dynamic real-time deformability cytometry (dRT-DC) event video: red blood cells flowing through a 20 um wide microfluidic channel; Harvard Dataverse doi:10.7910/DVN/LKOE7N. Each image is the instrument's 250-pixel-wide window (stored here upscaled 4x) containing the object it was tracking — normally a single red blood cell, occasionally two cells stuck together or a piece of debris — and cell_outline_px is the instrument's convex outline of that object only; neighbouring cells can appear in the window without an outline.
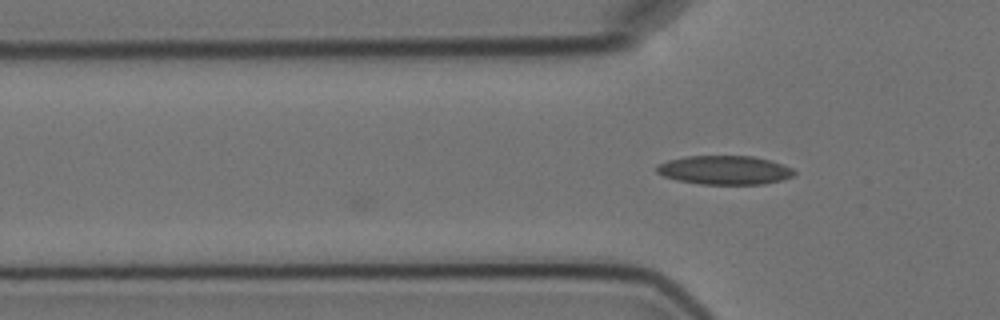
{"species": "Egyptian fruit bat (a non-hibernating species)", "species_latin": "Rousettus aegyptiacus", "temperature_condition": "cold", "stored_images_in_passage": 6, "segment_of_instrument_passage": [1, 2], "camera_frame_rate_fps": 3000, "um_per_image_px": 0.085, "animal": {"sex": "female"}, "frame": {"image": 1, "passage_image": 4, "time_ms": 3.667, "image_size_px": [1000, 320], "cell_outline_px": [[796, 172], [792, 176], [780, 180], [764, 184], [700, 184], [676, 180], [664, 176], [656, 172], [656, 164], [668, 160], [684, 156], [752, 156], [772, 160], [784, 164], [792, 168]], "centroid_in_image_um": [61.58, 14.45], "position_along_channel_um": 64.2, "area_um2": 23.29}}
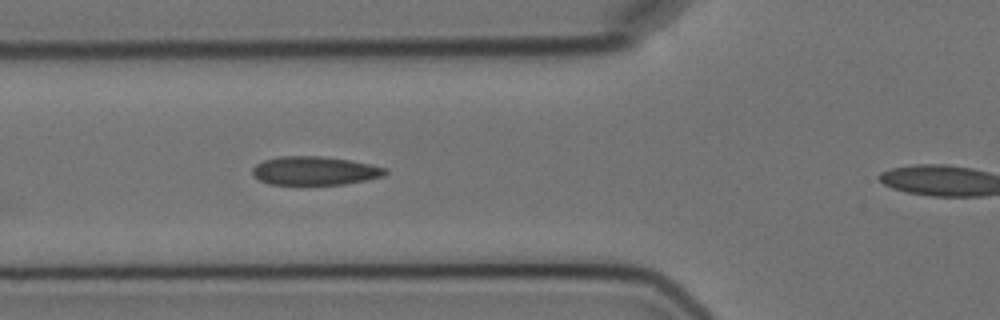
{"frame": {"image": 2, "passage_image": 5, "time_ms": 4.667, "image_size_px": [1000, 320], "cell_outline_px": [[388, 172], [384, 176], [368, 180], [344, 184], [268, 184], [252, 176], [252, 168], [256, 164], [264, 160], [280, 156], [320, 156], [348, 160], [388, 168]], "centroid_in_image_um": [26.75, 14.52], "position_along_channel_um": 99.1, "area_um2": 22.14}}